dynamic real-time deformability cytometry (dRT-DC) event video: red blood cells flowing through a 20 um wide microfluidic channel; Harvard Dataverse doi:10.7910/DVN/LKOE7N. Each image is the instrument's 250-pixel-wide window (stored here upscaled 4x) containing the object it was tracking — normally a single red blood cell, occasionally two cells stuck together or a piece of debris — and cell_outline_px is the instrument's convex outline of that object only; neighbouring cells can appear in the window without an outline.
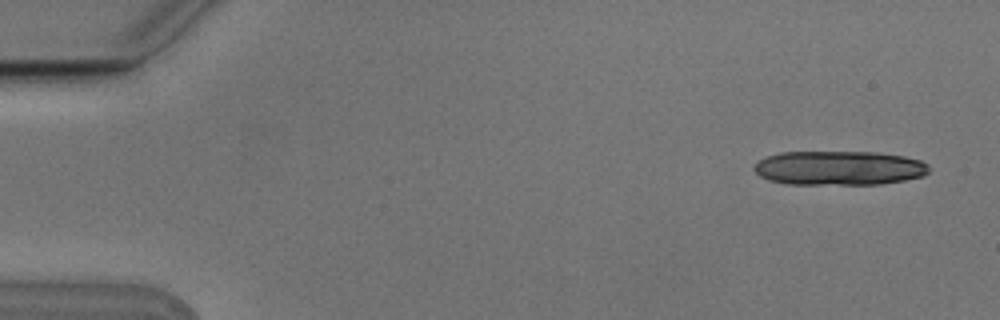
{"species": "Egyptian fruit bat (a non-hibernating species)", "species_latin": "Rousettus aegyptiacus", "temperature_condition": "cold", "stored_images_in_passage": 4, "camera_frame_rate_fps": 3000, "um_per_image_px": 0.085, "animal": {"sex": "male"}, "frame": {"image": 1, "passage_image": 1, "time_ms": 0.0, "image_size_px": [1000, 320], "cell_outline_px": [[928, 172], [924, 176], [904, 180], [880, 184], [784, 184], [768, 180], [760, 176], [752, 168], [764, 156], [780, 152], [876, 152], [904, 156], [920, 160], [928, 164]], "centroid_in_image_um": [71.3, 14.28], "position_along_channel_um": 13.7, "area_um2": 35.14}}